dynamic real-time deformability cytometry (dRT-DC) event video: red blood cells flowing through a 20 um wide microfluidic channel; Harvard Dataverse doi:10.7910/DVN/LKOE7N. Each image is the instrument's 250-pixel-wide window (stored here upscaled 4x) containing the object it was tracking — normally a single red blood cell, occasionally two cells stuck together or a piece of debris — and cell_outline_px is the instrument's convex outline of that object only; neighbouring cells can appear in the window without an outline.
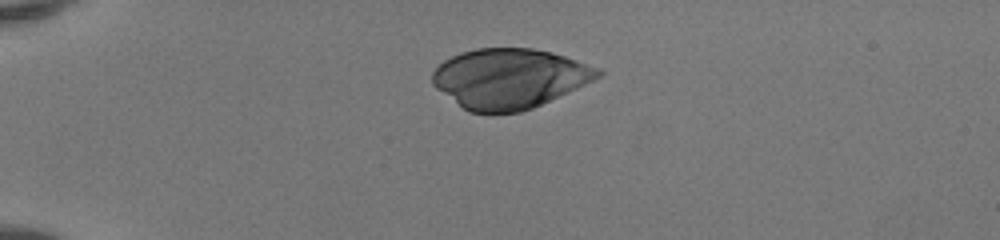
{"species": "human", "species_latin": "Homo sapiens", "temperature_condition": "room temperature", "stored_images_in_passage": 38, "camera_frame_rate_fps": 3000, "um_per_image_px": 0.085, "donor": {"sex": "female"}, "frame": {"image": 1, "passage_image": 1, "time_ms": 0.0, "image_size_px": [1000, 240], "cell_outline_px": [[604, 72], [600, 76], [576, 88], [532, 108], [520, 112], [468, 112], [436, 88], [432, 84], [432, 72], [444, 60], [460, 52], [476, 48], [532, 48], [552, 52], [600, 68]], "centroid_in_image_um": [43.27, 6.65], "position_along_channel_um": 41.7, "area_um2": 57.28}}